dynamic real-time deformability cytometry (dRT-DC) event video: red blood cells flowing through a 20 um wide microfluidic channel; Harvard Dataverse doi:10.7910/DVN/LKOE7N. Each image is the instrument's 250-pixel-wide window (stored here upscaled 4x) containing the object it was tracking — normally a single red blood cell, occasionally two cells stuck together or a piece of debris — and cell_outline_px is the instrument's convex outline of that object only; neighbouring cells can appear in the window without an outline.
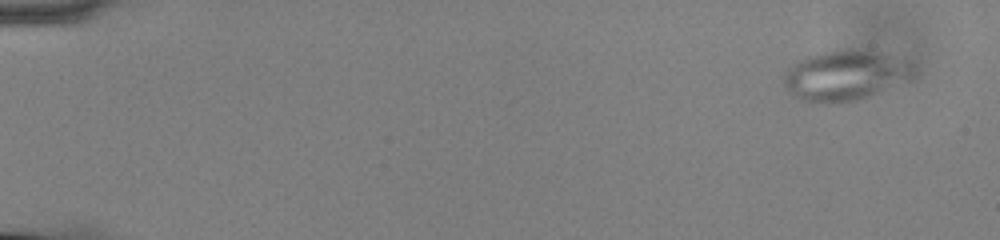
{"species": "common noctule bat (a hibernating species)", "species_latin": "Nyctalus noctula", "temperature_condition": "cold", "stored_images_in_passage": 57, "camera_frame_rate_fps": 3000, "um_per_image_px": 0.085, "animal": {"sex": "male", "body_mass_g": 13.0, "forearm_length_mm": 53.1}, "frame": {"image": 1, "passage_image": 4, "time_ms": 1.0, "image_size_px": [1000, 240], "cell_outline_px": [[916, 68], [912, 76], [876, 92], [856, 100], [840, 104], [812, 104], [800, 100], [792, 96], [784, 84], [784, 76], [788, 68], [796, 60], [804, 56], [824, 52], [872, 52], [908, 60]], "centroid_in_image_um": [71.73, 6.47], "position_along_channel_um": 13.3, "area_um2": 37.11}}
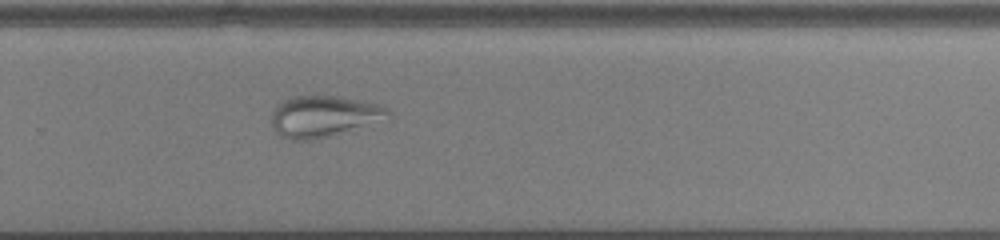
{"frame": {"image": 2, "passage_image": 40, "time_ms": 13.0, "image_size_px": [1000, 240], "cell_outline_px": [[392, 120], [332, 136], [308, 140], [292, 140], [280, 136], [276, 132], [272, 124], [272, 112], [276, 104], [284, 100], [296, 96], [336, 96], [376, 104], [388, 108], [392, 112]], "centroid_in_image_um": [27.61, 9.91], "position_along_channel_um": 302.2, "area_um2": 28.61}}
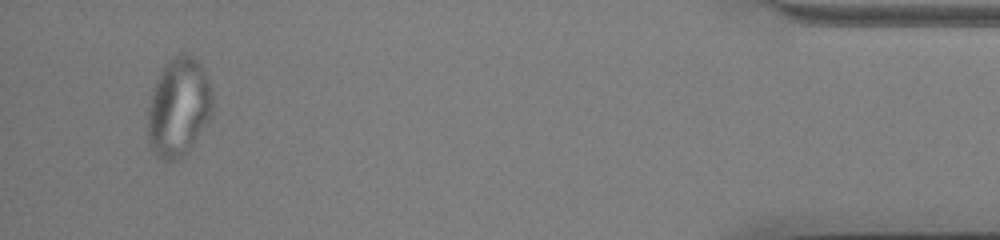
{"frame": {"image": 3, "passage_image": 55, "time_ms": 18.0, "image_size_px": [1000, 240], "cell_outline_px": [[212, 116], [192, 148], [180, 160], [160, 160], [152, 148], [148, 140], [148, 108], [152, 88], [160, 72], [168, 60], [180, 52], [188, 52], [196, 56], [200, 60], [204, 68], [212, 88]], "centroid_in_image_um": [15.22, 9.08], "position_along_channel_um": 420.0, "area_um2": 38.32}}